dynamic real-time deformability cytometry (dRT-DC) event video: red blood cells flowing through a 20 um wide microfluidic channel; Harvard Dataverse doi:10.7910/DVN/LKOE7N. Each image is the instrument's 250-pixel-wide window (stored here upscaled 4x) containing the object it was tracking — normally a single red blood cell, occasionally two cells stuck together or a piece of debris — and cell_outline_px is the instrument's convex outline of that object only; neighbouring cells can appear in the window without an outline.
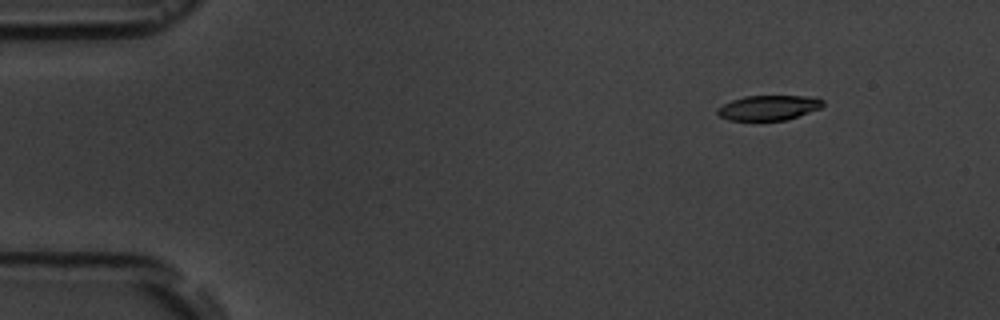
{"species": "common noctule bat (a hibernating species)", "species_latin": "Nyctalus noctula", "temperature_condition": "room temperature", "stored_images_in_passage": 5, "camera_frame_rate_fps": 3000, "um_per_image_px": 0.085, "animal": {"sex": "male", "body_mass_g": 19.5, "forearm_length_mm": 54.6}, "frame": {"image": 1, "passage_image": 2, "time_ms": 2.0, "image_size_px": [1000, 320], "cell_outline_px": [[824, 104], [820, 108], [784, 120], [728, 120], [720, 116], [716, 112], [716, 108], [732, 100], [744, 96], [816, 96], [824, 100]], "centroid_in_image_um": [65.33, 9.14], "position_along_channel_um": 19.7, "area_um2": 15.26}}
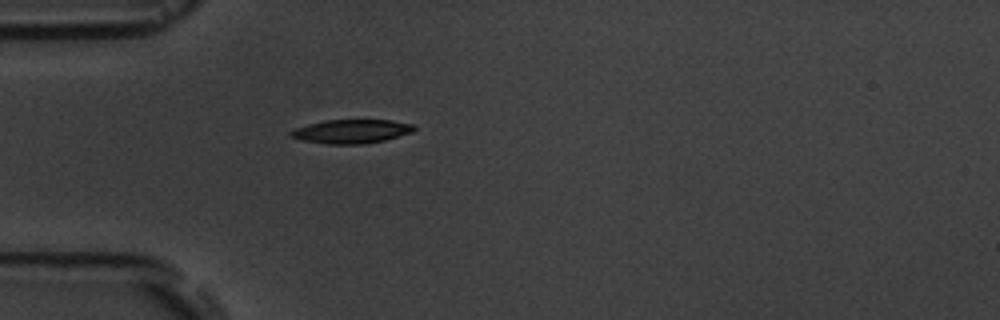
{"frame": {"image": 2, "passage_image": 5, "time_ms": 5.333, "image_size_px": [1000, 320], "cell_outline_px": [[416, 128], [412, 132], [384, 140], [364, 144], [328, 144], [304, 140], [288, 136], [288, 132], [296, 128], [308, 124], [324, 120], [392, 120], [412, 124]], "centroid_in_image_um": [29.85, 11.16], "position_along_channel_um": 55.1, "area_um2": 17.05}}